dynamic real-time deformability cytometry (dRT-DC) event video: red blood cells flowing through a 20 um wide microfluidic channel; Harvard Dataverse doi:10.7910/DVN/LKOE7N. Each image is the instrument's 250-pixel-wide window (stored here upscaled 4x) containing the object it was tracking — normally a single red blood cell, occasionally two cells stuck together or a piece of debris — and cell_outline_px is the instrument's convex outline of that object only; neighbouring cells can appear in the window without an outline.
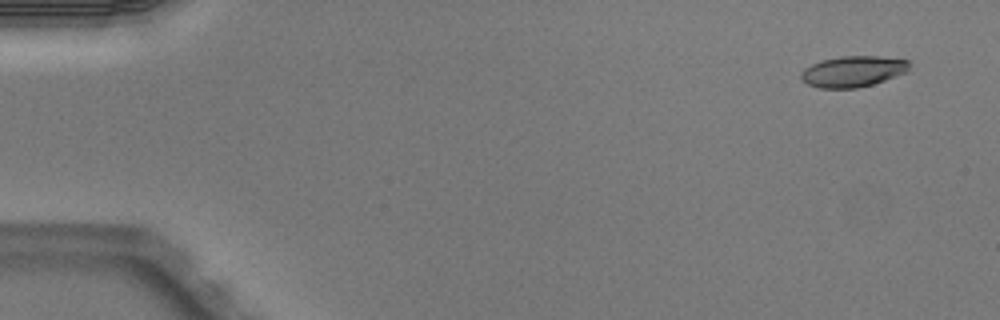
{"species": "Egyptian fruit bat (a non-hibernating species)", "species_latin": "Rousettus aegyptiacus", "temperature_condition": "warm", "stored_images_in_passage": 5, "camera_frame_rate_fps": 3000, "um_per_image_px": 0.085, "animal": {"sex": "male"}, "frame": {"image": 1, "passage_image": 1, "time_ms": 0.0, "image_size_px": [1000, 320], "cell_outline_px": [[908, 72], [872, 84], [856, 88], [820, 88], [808, 84], [800, 76], [800, 72], [804, 68], [820, 60], [840, 56], [880, 56], [908, 60]], "centroid_in_image_um": [72.48, 6.06], "position_along_channel_um": 12.5, "area_um2": 19.48}}